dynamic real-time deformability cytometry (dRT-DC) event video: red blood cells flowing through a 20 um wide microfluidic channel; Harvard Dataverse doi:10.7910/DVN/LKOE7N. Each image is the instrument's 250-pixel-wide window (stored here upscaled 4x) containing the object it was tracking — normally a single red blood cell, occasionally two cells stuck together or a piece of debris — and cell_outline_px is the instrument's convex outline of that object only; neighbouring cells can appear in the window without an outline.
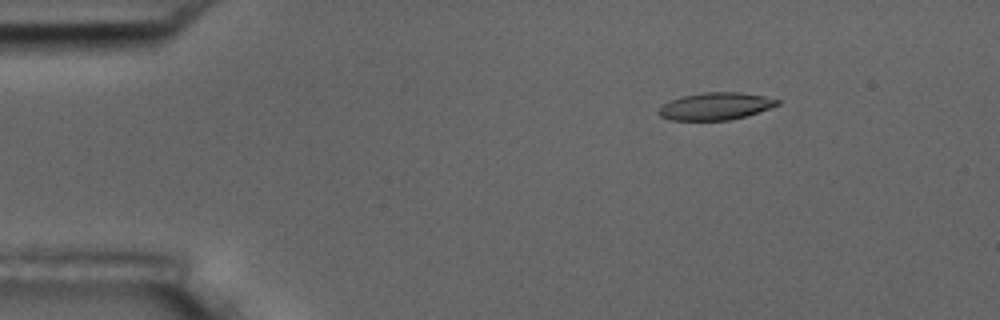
{"species": "common noctule bat (a hibernating species)", "species_latin": "Nyctalus noctula", "temperature_condition": "room temperature", "stored_images_in_passage": 13, "camera_frame_rate_fps": 3000, "um_per_image_px": 0.085, "animal": {"sex": "male", "body_mass_g": 17.5, "forearm_length_mm": 52.3}, "frame": {"image": 1, "passage_image": 1, "time_ms": 0.0, "image_size_px": [1000, 320], "cell_outline_px": [[780, 104], [744, 116], [728, 120], [672, 120], [660, 116], [656, 112], [660, 104], [668, 100], [680, 96], [704, 92], [740, 92], [764, 96], [780, 100]], "centroid_in_image_um": [60.73, 9.01], "position_along_channel_um": 24.3, "area_um2": 18.96}}
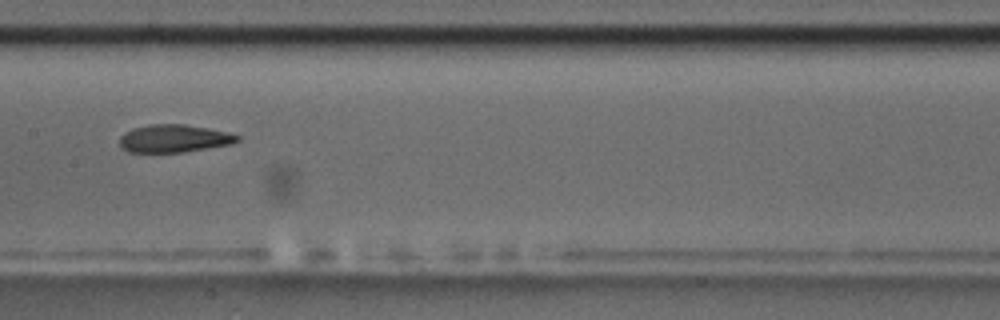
{"frame": {"image": 2, "passage_image": 6, "time_ms": 1.667, "image_size_px": [1000, 320], "cell_outline_px": [[240, 140], [232, 144], [184, 152], [128, 152], [120, 144], [120, 136], [124, 132], [132, 128], [148, 124], [184, 124], [208, 128], [228, 132], [240, 136]], "centroid_in_image_um": [14.8, 11.76], "position_along_channel_um": 192.6, "area_um2": 19.13}}
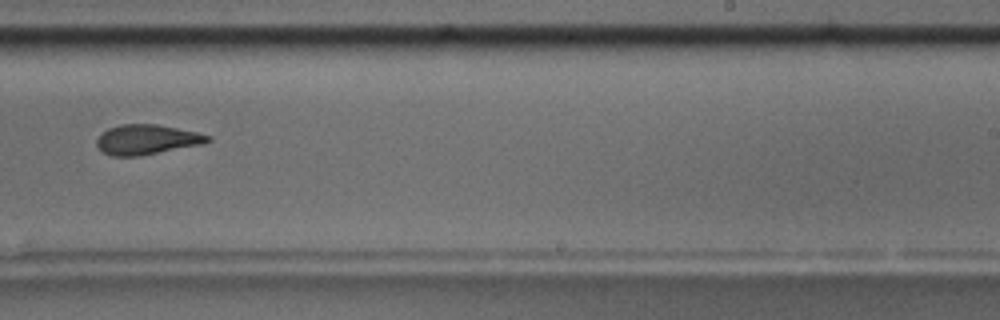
{"frame": {"image": 3, "passage_image": 8, "time_ms": 2.333, "image_size_px": [1000, 320], "cell_outline_px": [[212, 140], [200, 144], [140, 156], [112, 156], [104, 152], [96, 144], [96, 140], [100, 132], [108, 128], [120, 124], [156, 124], [196, 132], [212, 136]], "centroid_in_image_um": [12.44, 11.85], "position_along_channel_um": 276.6, "area_um2": 19.25}}